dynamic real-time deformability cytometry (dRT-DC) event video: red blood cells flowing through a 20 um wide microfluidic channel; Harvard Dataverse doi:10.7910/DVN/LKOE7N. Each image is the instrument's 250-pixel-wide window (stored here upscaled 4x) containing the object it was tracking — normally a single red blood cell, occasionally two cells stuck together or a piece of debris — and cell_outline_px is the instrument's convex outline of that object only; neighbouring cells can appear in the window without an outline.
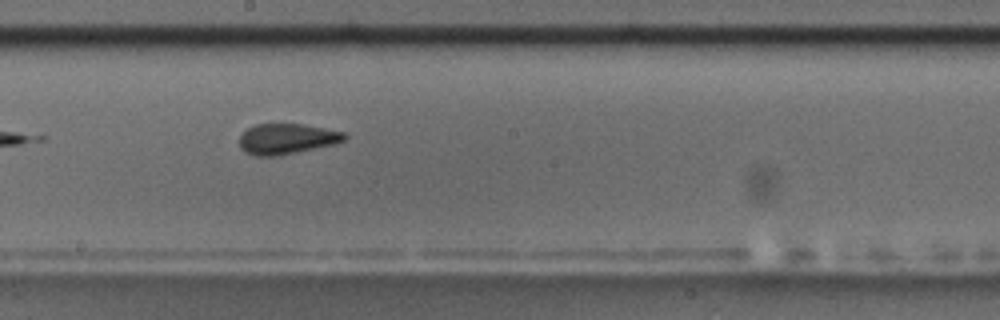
{"species": "common noctule bat (a hibernating species)", "species_latin": "Nyctalus noctula", "temperature_condition": "room temperature", "stored_images_in_passage": 15, "camera_frame_rate_fps": 3000, "um_per_image_px": 0.085, "animal": {"sex": "male", "body_mass_g": 17.5, "forearm_length_mm": 52.3}, "frame": {"image": 1, "passage_image": 9, "time_ms": 9.667, "image_size_px": [1000, 320], "cell_outline_px": [[348, 136], [344, 140], [332, 144], [280, 156], [252, 156], [244, 152], [240, 148], [240, 136], [248, 128], [256, 124], [300, 124], [324, 128], [344, 132]], "centroid_in_image_um": [24.34, 11.81], "position_along_channel_um": 223.9, "area_um2": 18.61}, "authors_computed_cell_mechanics": {"area_um2": 18.785, "velocity_mm_per_s": 3.5724, "shape_relaxation_time_tau1_ms": 2.3872, "shape_relaxation_time_tau2_ms": 1.7079, "deformation_change_tau1": 0.1611, "deformation_change_tau2": 0.09}}